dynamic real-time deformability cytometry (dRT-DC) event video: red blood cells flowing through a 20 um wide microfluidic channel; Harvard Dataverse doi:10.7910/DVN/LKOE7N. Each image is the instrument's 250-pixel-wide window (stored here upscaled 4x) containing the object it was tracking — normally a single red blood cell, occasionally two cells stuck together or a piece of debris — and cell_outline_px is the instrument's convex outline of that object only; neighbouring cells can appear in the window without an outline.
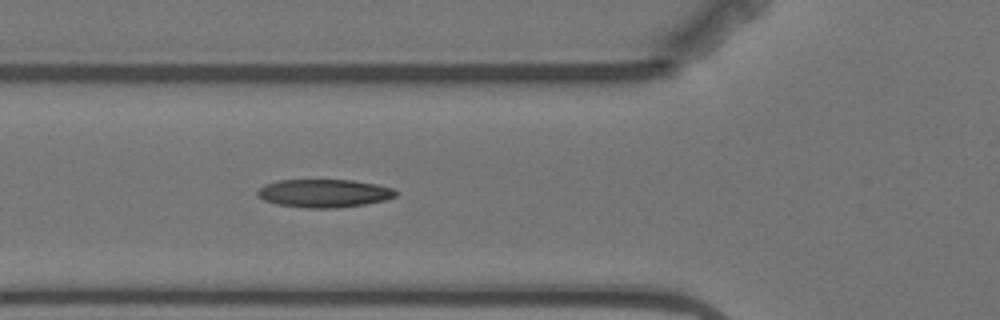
{"species": "Egyptian fruit bat (a non-hibernating species)", "species_latin": "Rousettus aegyptiacus", "temperature_condition": "warm", "stored_images_in_passage": 3, "camera_frame_rate_fps": 3000, "um_per_image_px": 0.085, "animal": {"sex": "female"}, "frame": {"image": 1, "passage_image": 3, "time_ms": 2.333, "image_size_px": [1000, 320], "cell_outline_px": [[400, 192], [396, 196], [384, 200], [364, 204], [336, 208], [308, 208], [276, 204], [264, 200], [256, 196], [256, 192], [264, 184], [280, 180], [352, 180], [376, 184], [392, 188]], "centroid_in_image_um": [27.53, 16.43], "position_along_channel_um": 98.3, "area_um2": 22.72}}